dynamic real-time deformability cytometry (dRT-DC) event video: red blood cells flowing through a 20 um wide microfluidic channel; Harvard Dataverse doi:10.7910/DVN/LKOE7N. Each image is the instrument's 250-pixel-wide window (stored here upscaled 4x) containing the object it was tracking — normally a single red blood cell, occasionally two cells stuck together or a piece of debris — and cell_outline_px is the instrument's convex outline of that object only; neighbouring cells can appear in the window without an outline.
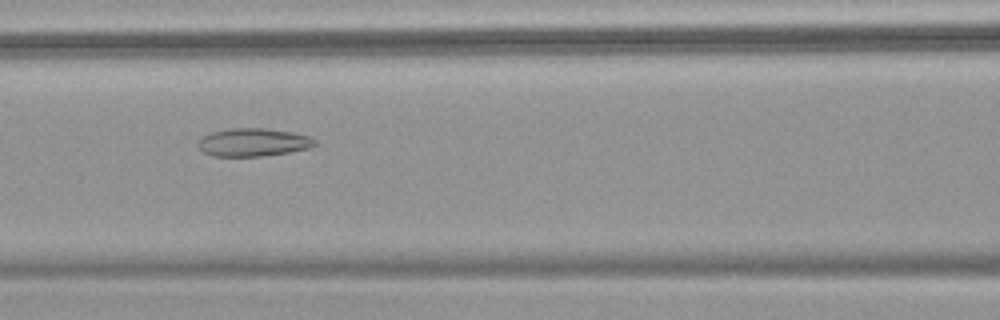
{"species": "common noctule bat (a hibernating species)", "species_latin": "Nyctalus noctula", "temperature_condition": "warm", "stored_images_in_passage": 54, "camera_frame_rate_fps": 3000, "um_per_image_px": 0.085, "animal": {"sex": "female", "body_mass_g": 18.4}, "frame": {"image": 1, "passage_image": 25, "time_ms": 8.0, "image_size_px": [1000, 320], "cell_outline_px": [[316, 144], [308, 148], [288, 152], [264, 156], [212, 156], [204, 152], [196, 144], [204, 136], [212, 132], [232, 128], [264, 128], [292, 132], [312, 136], [316, 140]], "centroid_in_image_um": [21.55, 12.09], "position_along_channel_um": 145.1, "area_um2": 19.02}}
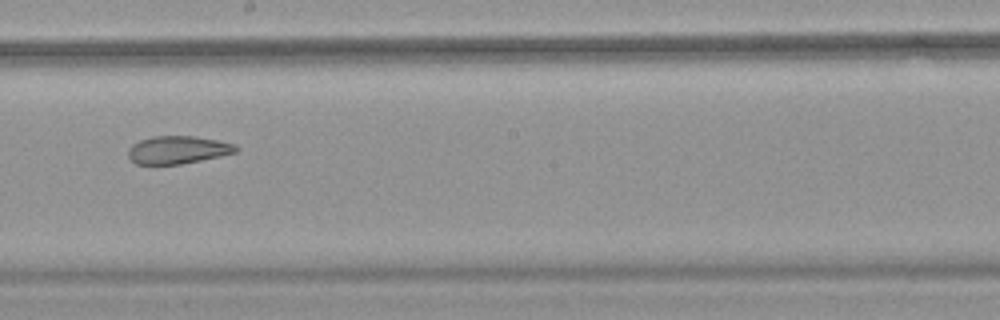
{"frame": {"image": 2, "passage_image": 32, "time_ms": 10.333, "image_size_px": [1000, 320], "cell_outline_px": [[240, 148], [236, 152], [220, 156], [180, 164], [136, 164], [128, 156], [128, 148], [132, 144], [140, 140], [152, 136], [196, 136], [236, 144]], "centroid_in_image_um": [15.11, 12.73], "position_along_channel_um": 233.1, "area_um2": 17.46}}
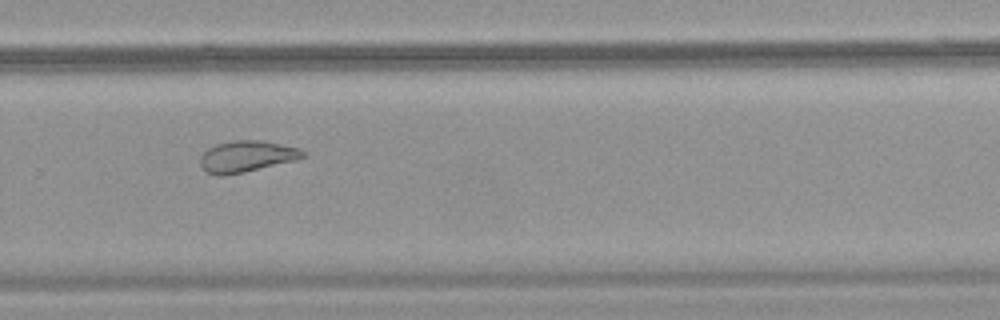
{"frame": {"image": 3, "passage_image": 38, "time_ms": 12.333, "image_size_px": [1000, 320], "cell_outline_px": [[304, 156], [296, 160], [244, 172], [224, 176], [220, 176], [208, 172], [200, 164], [200, 156], [208, 148], [216, 144], [232, 140], [260, 140], [300, 148], [304, 152]], "centroid_in_image_um": [20.95, 13.29], "position_along_channel_um": 308.9, "area_um2": 18.61}, "authors_computed_cell_mechanics": {"area_um2": 24.3916, "velocity_mm_per_s": 3.797, "shape_relaxation_time_tau1_ms": null, "shape_relaxation_time_tau2_ms": 2.1277, "deformation_change_tau1": null, "deformation_change_tau2": 0.0898}}